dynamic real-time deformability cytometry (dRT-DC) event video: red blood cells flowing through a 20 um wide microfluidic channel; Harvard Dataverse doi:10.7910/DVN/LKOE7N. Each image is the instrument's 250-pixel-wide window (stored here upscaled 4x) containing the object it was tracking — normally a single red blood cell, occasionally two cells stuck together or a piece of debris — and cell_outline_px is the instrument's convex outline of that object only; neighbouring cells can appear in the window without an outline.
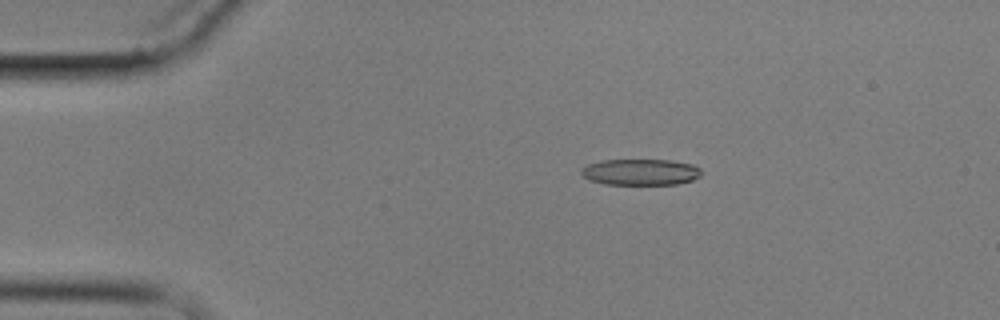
{"species": "common noctule bat (a hibernating species)", "species_latin": "Nyctalus noctula", "temperature_condition": "cold", "stored_images_in_passage": 6, "camera_frame_rate_fps": 3000, "um_per_image_px": 0.085, "animal": {"sex": "male", "body_mass_g": 17.9}, "frame": {"image": 1, "passage_image": 3, "time_ms": 2.333, "image_size_px": [1000, 320], "cell_outline_px": [[700, 176], [692, 180], [676, 184], [604, 184], [588, 180], [580, 172], [588, 164], [604, 160], [672, 160], [692, 164], [700, 168]], "centroid_in_image_um": [54.45, 14.62], "position_along_channel_um": 30.5, "area_um2": 18.21}}
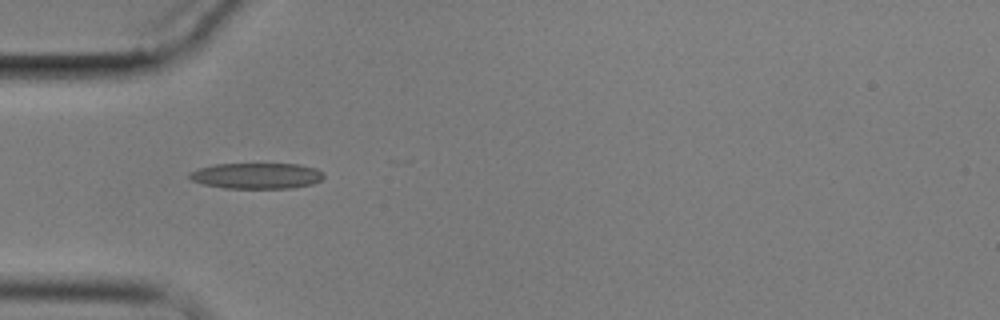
{"frame": {"image": 2, "passage_image": 5, "time_ms": 4.667, "image_size_px": [1000, 320], "cell_outline_px": [[324, 176], [320, 180], [312, 184], [292, 188], [224, 188], [204, 184], [192, 180], [188, 176], [188, 172], [196, 168], [216, 164], [300, 164], [316, 168], [324, 172]], "centroid_in_image_um": [21.81, 14.93], "position_along_channel_um": 63.2, "area_um2": 20.35}}
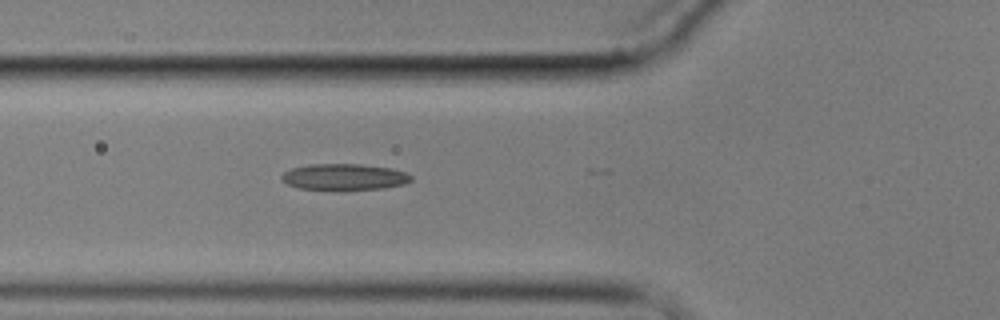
{"frame": {"image": 3, "passage_image": 6, "time_ms": 5.667, "image_size_px": [1000, 320], "cell_outline_px": [[412, 180], [404, 184], [384, 188], [300, 188], [288, 184], [280, 180], [280, 176], [284, 172], [292, 168], [312, 164], [360, 164], [388, 168], [404, 172], [412, 176]], "centroid_in_image_um": [29.24, 15.01], "position_along_channel_um": 96.6, "area_um2": 19.13}}